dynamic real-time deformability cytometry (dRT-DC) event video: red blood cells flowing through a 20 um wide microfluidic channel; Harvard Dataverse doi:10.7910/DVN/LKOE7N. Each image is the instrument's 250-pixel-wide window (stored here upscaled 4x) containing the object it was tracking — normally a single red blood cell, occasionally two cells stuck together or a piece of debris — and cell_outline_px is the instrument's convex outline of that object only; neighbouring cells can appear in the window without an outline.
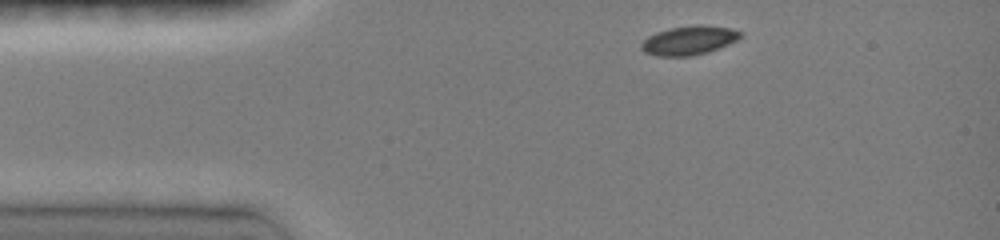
{"species": "common noctule bat (a hibernating species)", "species_latin": "Nyctalus noctula", "temperature_condition": "room temperature", "stored_images_in_passage": 5, "camera_frame_rate_fps": 3000, "um_per_image_px": 0.085, "animal": {"sex": "female", "body_mass_g": 19.0, "forearm_length_mm": 51.5}, "frame": {"image": 1, "passage_image": 1, "time_ms": 0.0, "image_size_px": [1000, 240], "cell_outline_px": [[744, 36], [728, 44], [708, 52], [692, 56], [656, 56], [644, 52], [640, 48], [640, 44], [648, 36], [656, 32], [668, 28], [696, 24], [700, 24], [732, 28], [744, 32]], "centroid_in_image_um": [58.58, 3.42], "position_along_channel_um": 26.4, "area_um2": 17.05}}
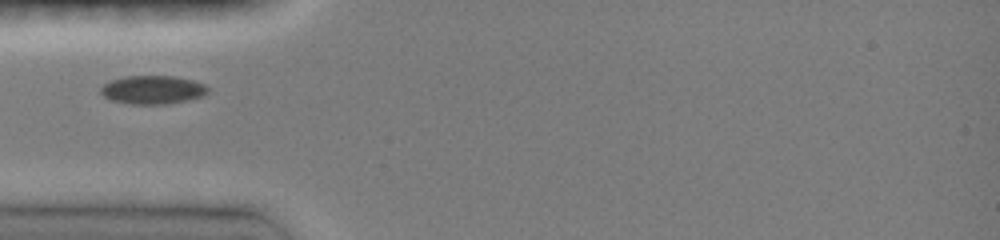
{"frame": {"image": 2, "passage_image": 4, "time_ms": 2.333, "image_size_px": [1000, 240], "cell_outline_px": [[208, 92], [204, 96], [188, 100], [164, 104], [132, 104], [112, 100], [104, 96], [100, 92], [100, 88], [104, 84], [112, 80], [128, 76], [172, 76], [192, 80], [204, 84], [208, 88]], "centroid_in_image_um": [12.99, 7.63], "position_along_channel_um": 72.0, "area_um2": 17.63}}